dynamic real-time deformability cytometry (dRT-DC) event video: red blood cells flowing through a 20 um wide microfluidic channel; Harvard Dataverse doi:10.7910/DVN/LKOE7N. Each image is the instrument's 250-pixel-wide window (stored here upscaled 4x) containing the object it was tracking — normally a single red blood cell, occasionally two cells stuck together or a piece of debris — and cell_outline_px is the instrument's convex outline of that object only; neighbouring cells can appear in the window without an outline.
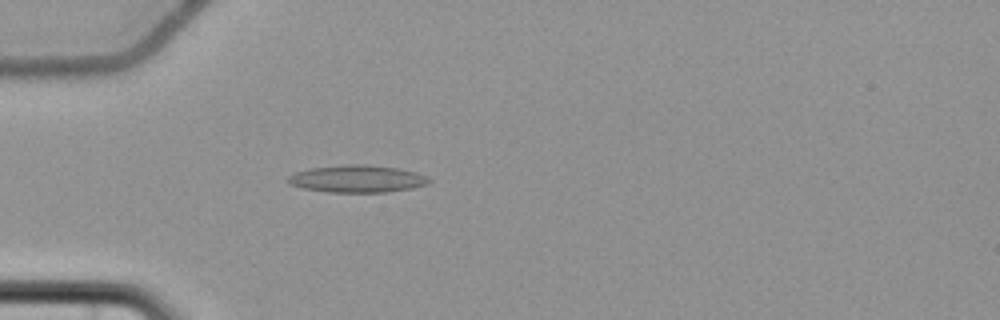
{"species": "common noctule bat (a hibernating species)", "species_latin": "Nyctalus noctula", "temperature_condition": "cold", "stored_images_in_passage": 4, "camera_frame_rate_fps": 3000, "um_per_image_px": 0.085, "animal": {"sex": "female", "body_mass_g": 22.7, "forearm_length_mm": 54.2}, "frame": {"image": 1, "passage_image": 4, "time_ms": 4.333, "image_size_px": [1000, 320], "cell_outline_px": [[432, 180], [428, 184], [412, 188], [384, 192], [328, 192], [304, 188], [288, 184], [284, 180], [288, 176], [296, 172], [312, 168], [344, 164], [364, 164], [396, 168], [416, 172]], "centroid_in_image_um": [30.32, 15.2], "position_along_channel_um": 54.7, "area_um2": 22.37}}